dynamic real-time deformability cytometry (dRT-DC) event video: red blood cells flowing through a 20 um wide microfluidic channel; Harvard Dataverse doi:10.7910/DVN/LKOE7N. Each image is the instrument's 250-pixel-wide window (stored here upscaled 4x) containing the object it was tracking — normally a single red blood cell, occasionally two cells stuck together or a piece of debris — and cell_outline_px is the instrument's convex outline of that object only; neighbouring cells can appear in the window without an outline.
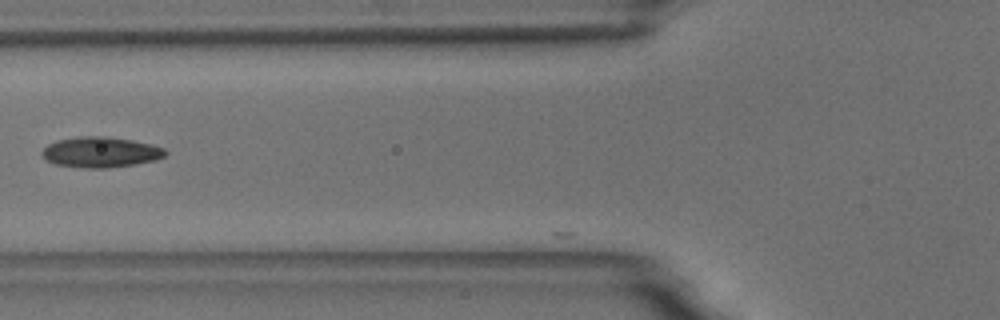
{"species": "common noctule bat (a hibernating species)", "species_latin": "Nyctalus noctula", "temperature_condition": "room temperature", "stored_images_in_passage": 15, "camera_frame_rate_fps": 3000, "um_per_image_px": 0.085, "animal": {"sex": "male", "body_mass_g": 18.8}, "frame": {"image": 1, "passage_image": 3, "time_ms": 0.667, "image_size_px": [1000, 320], "cell_outline_px": [[168, 152], [164, 156], [156, 160], [136, 164], [108, 168], [84, 168], [56, 164], [44, 160], [40, 152], [48, 144], [56, 140], [80, 136], [104, 136], [132, 140], [152, 144], [164, 148]], "centroid_in_image_um": [8.54, 12.93], "position_along_channel_um": 117.3, "area_um2": 22.14}}